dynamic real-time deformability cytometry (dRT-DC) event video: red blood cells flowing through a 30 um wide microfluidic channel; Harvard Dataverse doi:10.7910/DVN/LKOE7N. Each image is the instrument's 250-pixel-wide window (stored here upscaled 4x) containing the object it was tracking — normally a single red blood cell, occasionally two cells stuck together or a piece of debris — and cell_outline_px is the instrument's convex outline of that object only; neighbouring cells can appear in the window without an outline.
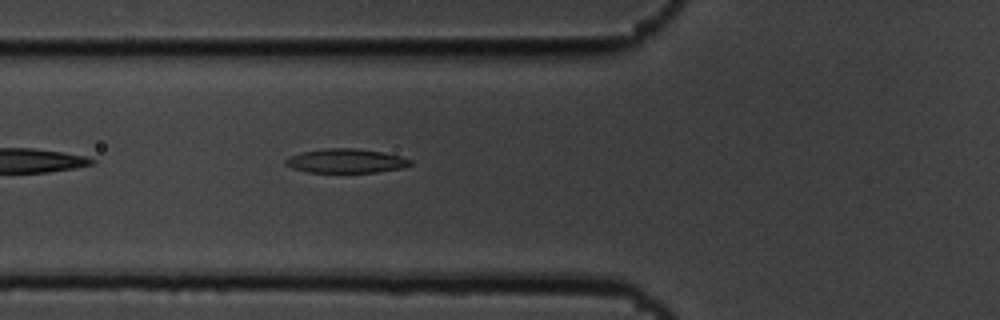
{"species": "common noctule bat (a hibernating species)", "species_latin": "Nyctalus noctula", "temperature_condition": "cold", "stored_images_in_passage": 39, "camera_frame_rate_fps": 3000, "um_per_image_px": 0.085, "animal": {"sex": "male", "body_mass_g": 19.5, "forearm_length_mm": 54.6}, "frame": {"image": 1, "passage_image": 4, "time_ms": 1.0, "image_size_px": [1000, 320], "cell_outline_px": [[412, 164], [400, 168], [376, 172], [308, 172], [292, 168], [284, 164], [284, 160], [288, 156], [304, 152], [324, 148], [356, 148], [380, 152], [400, 156], [412, 160]], "centroid_in_image_um": [29.37, 13.67], "position_along_channel_um": 96.4, "area_um2": 17.4}}
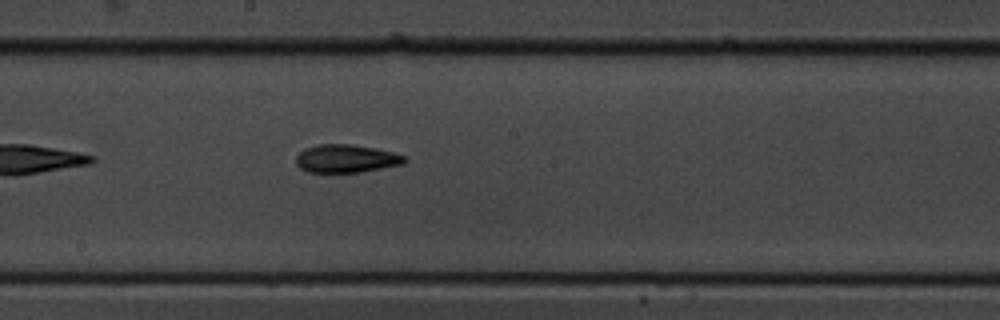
{"frame": {"image": 2, "passage_image": 14, "time_ms": 4.333, "image_size_px": [1000, 320], "cell_outline_px": [[408, 160], [404, 164], [360, 172], [308, 172], [300, 168], [296, 164], [296, 156], [304, 148], [320, 144], [352, 144], [376, 148], [392, 152], [404, 156]], "centroid_in_image_um": [29.42, 13.48], "position_along_channel_um": 218.8, "area_um2": 17.8}}
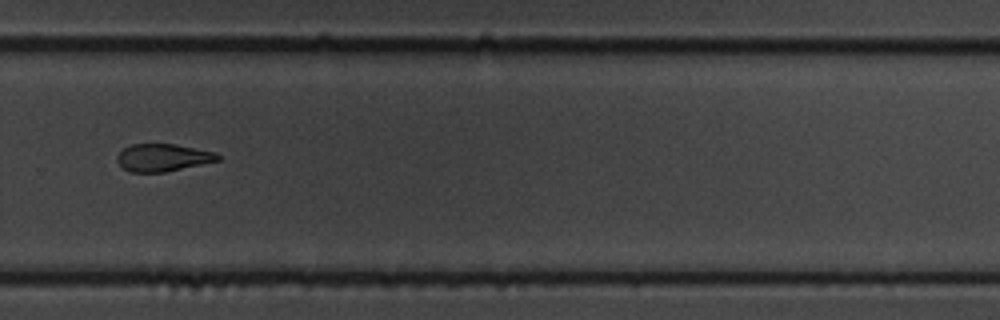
{"frame": {"image": 3, "passage_image": 22, "time_ms": 7.0, "image_size_px": [1000, 320], "cell_outline_px": [[220, 160], [164, 172], [132, 172], [124, 168], [116, 160], [116, 156], [124, 148], [132, 144], [172, 144], [216, 152], [220, 156]], "centroid_in_image_um": [13.83, 13.39], "position_along_channel_um": 316.0, "area_um2": 15.9}, "authors_computed_cell_mechanics": {"area_um2": 17.3978, "velocity_mm_per_s": 3.6652, "shape_relaxation_time_tau1_ms": 3.3676, "shape_relaxation_time_tau2_ms": 4.8541, "deformation_change_tau1": 0.1208, "deformation_change_tau2": 0.1277}}